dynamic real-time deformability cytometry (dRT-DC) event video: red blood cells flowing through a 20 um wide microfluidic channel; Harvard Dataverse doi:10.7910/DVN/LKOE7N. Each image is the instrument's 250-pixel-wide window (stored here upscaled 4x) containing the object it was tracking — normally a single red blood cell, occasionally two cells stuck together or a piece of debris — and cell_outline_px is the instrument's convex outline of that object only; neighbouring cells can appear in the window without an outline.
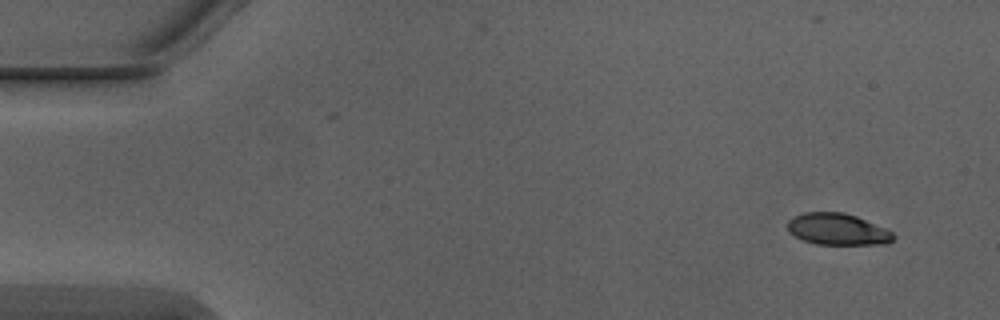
{"species": "Egyptian fruit bat (a non-hibernating species)", "species_latin": "Rousettus aegyptiacus", "temperature_condition": "warm", "stored_images_in_passage": 6, "segment_of_instrument_passage": [2, 2], "camera_frame_rate_fps": 3000, "um_per_image_px": 0.085, "animal": {"sex": "male"}, "frame": {"image": 1, "passage_image": 6, "time_ms": 1.667, "image_size_px": [1000, 320], "cell_outline_px": [[896, 236], [888, 244], [816, 244], [804, 240], [788, 232], [788, 220], [804, 212], [844, 212], [856, 216], [884, 228], [892, 232]], "centroid_in_image_um": [71.2, 19.48], "position_along_channel_um": 13.8, "area_um2": 19.31}}